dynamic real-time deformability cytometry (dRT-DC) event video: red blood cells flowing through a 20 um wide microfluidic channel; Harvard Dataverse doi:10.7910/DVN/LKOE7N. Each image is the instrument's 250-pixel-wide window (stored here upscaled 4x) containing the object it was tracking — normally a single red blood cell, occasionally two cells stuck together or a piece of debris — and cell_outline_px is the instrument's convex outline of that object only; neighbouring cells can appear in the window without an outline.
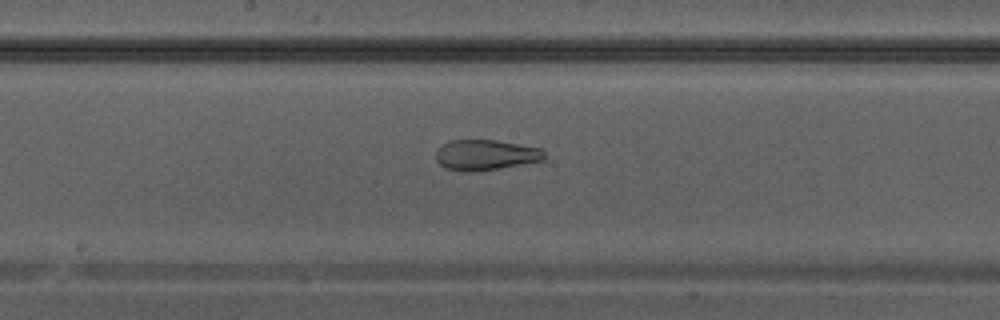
{"species": "Egyptian fruit bat (a non-hibernating species)", "species_latin": "Rousettus aegyptiacus", "temperature_condition": "warm", "stored_images_in_passage": 28, "camera_frame_rate_fps": 3000, "um_per_image_px": 0.085, "animal": {"sex": "male"}, "frame": {"image": 1, "passage_image": 16, "time_ms": 5.0, "image_size_px": [1000, 320], "cell_outline_px": [[544, 160], [496, 168], [468, 172], [460, 172], [444, 168], [436, 160], [436, 148], [452, 140], [496, 140], [540, 148], [544, 152]], "centroid_in_image_um": [41.21, 13.17], "position_along_channel_um": 207.0, "area_um2": 19.07}}